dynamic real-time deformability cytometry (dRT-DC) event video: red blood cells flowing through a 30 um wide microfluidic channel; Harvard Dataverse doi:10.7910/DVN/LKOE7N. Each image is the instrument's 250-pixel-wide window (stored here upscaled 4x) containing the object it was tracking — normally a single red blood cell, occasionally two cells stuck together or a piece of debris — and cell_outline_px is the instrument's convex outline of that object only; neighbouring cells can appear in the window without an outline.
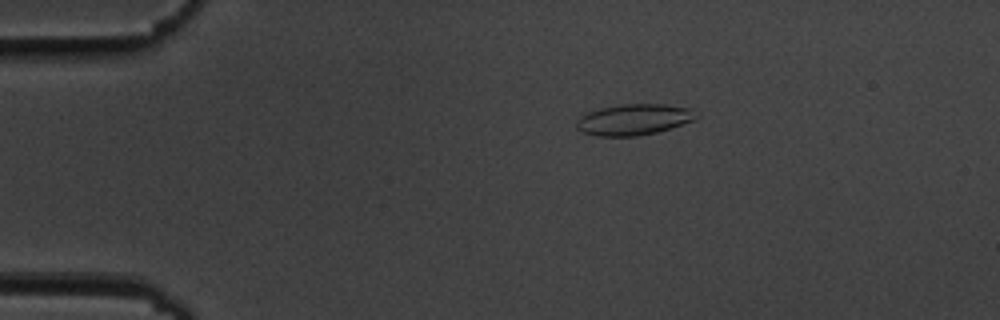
{"species": "common noctule bat (a hibernating species)", "species_latin": "Nyctalus noctula", "temperature_condition": "cold", "stored_images_in_passage": 55, "camera_frame_rate_fps": 3000, "um_per_image_px": 0.085, "animal": {"sex": "male", "body_mass_g": 19.5, "forearm_length_mm": 54.6}, "frame": {"image": 1, "passage_image": 11, "time_ms": 3.333, "image_size_px": [1000, 320], "cell_outline_px": [[700, 116], [696, 120], [672, 128], [656, 132], [636, 136], [596, 136], [584, 132], [576, 128], [576, 120], [580, 116], [588, 112], [600, 108], [620, 104], [664, 104], [688, 108]], "centroid_in_image_um": [53.88, 10.16], "position_along_channel_um": 31.1, "area_um2": 21.73}}
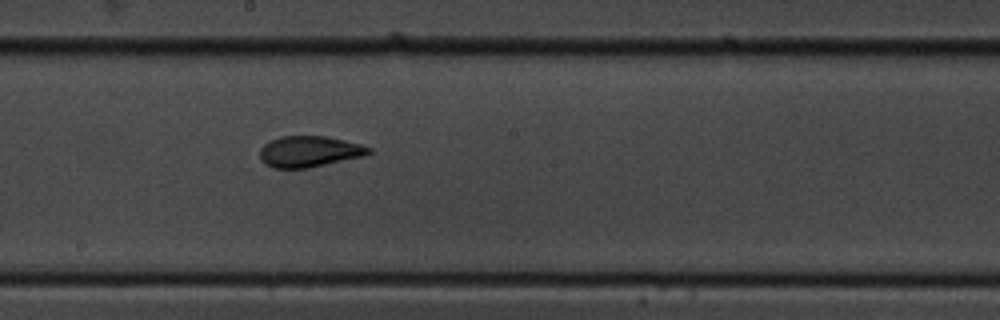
{"frame": {"image": 2, "passage_image": 31, "time_ms": 10.0, "image_size_px": [1000, 320], "cell_outline_px": [[372, 152], [364, 156], [308, 168], [272, 168], [264, 164], [260, 160], [260, 148], [268, 140], [280, 136], [324, 136], [344, 140], [360, 144], [372, 148]], "centroid_in_image_um": [26.25, 12.88], "position_along_channel_um": 221.9, "area_um2": 19.88}}
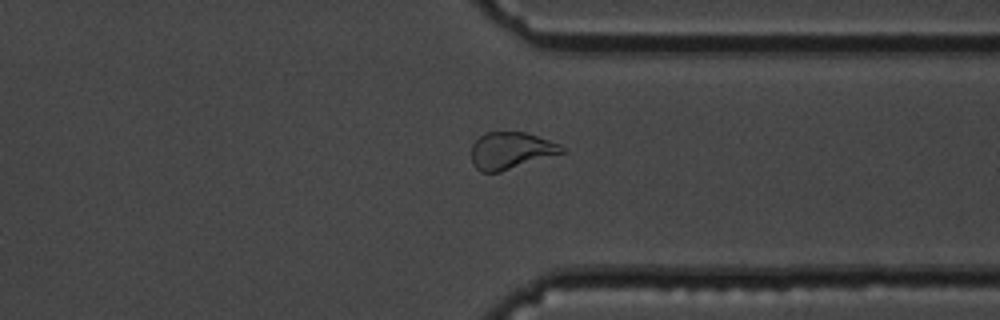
{"frame": {"image": 3, "passage_image": 43, "time_ms": 14.0, "image_size_px": [1000, 320], "cell_outline_px": [[568, 152], [500, 172], [480, 172], [472, 164], [472, 144], [484, 132], [524, 132], [560, 144], [568, 148]], "centroid_in_image_um": [43.46, 12.81], "position_along_channel_um": 367.9, "area_um2": 19.71}, "authors_computed_cell_mechanics": {"area_um2": 20.6346, "velocity_mm_per_s": 3.6535, "shape_relaxation_time_tau1_ms": 5.9645, "shape_relaxation_time_tau2_ms": 1.6005, "deformation_change_tau1": 0.1612, "deformation_change_tau2": 0.0771}}